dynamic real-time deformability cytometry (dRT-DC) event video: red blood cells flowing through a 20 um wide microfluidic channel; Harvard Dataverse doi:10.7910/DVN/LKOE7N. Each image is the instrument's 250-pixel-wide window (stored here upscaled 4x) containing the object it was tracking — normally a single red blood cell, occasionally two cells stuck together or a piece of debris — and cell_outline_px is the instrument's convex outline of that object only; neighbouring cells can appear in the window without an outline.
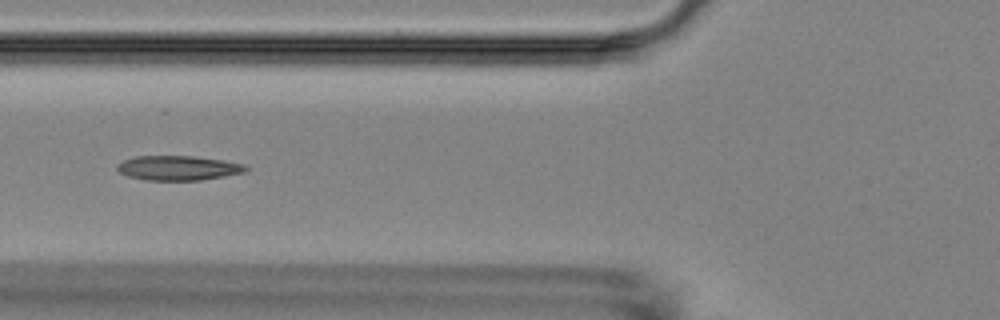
{"species": "Egyptian fruit bat (a non-hibernating species)", "species_latin": "Rousettus aegyptiacus", "temperature_condition": "room temperature", "stored_images_in_passage": 6, "camera_frame_rate_fps": 3000, "um_per_image_px": 0.085, "animal": {"sex": "female"}, "frame": {"image": 1, "passage_image": 6, "time_ms": 6.0, "image_size_px": [1000, 320], "cell_outline_px": [[248, 172], [200, 180], [144, 180], [128, 176], [120, 172], [116, 168], [124, 160], [136, 156], [192, 156], [224, 160], [244, 164], [248, 168]], "centroid_in_image_um": [15.19, 14.28], "position_along_channel_um": 110.6, "area_um2": 18.38}}